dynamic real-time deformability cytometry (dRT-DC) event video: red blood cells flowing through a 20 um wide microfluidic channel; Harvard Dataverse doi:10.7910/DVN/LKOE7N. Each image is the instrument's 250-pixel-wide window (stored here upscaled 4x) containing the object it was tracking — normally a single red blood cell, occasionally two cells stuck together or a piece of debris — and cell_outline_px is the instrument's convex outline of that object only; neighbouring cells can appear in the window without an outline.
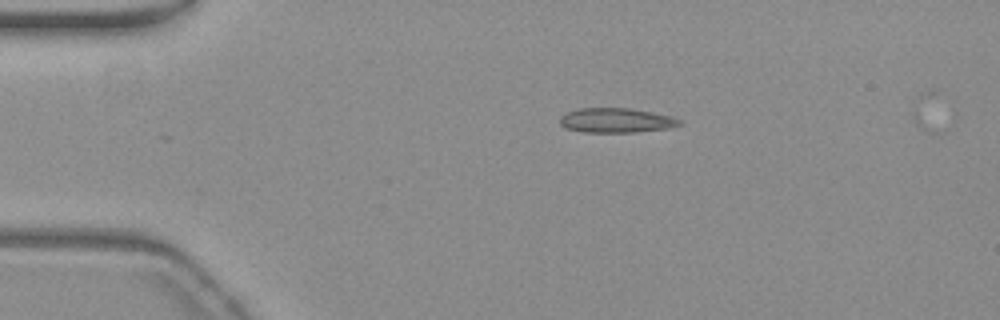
{"species": "common noctule bat (a hibernating species)", "species_latin": "Nyctalus noctula", "temperature_condition": "warm", "stored_images_in_passage": 3, "camera_frame_rate_fps": 3000, "um_per_image_px": 0.085, "animal": {"sex": "female", "body_mass_g": 19.3, "forearm_length_mm": 54.1}, "frame": {"image": 1, "passage_image": 1, "time_ms": 0.0, "image_size_px": [1000, 320], "cell_outline_px": [[680, 124], [668, 128], [636, 132], [584, 132], [564, 128], [560, 124], [560, 116], [568, 112], [580, 108], [628, 108], [652, 112], [672, 116], [680, 120]], "centroid_in_image_um": [52.34, 10.23], "position_along_channel_um": 32.7, "area_um2": 17.05}}